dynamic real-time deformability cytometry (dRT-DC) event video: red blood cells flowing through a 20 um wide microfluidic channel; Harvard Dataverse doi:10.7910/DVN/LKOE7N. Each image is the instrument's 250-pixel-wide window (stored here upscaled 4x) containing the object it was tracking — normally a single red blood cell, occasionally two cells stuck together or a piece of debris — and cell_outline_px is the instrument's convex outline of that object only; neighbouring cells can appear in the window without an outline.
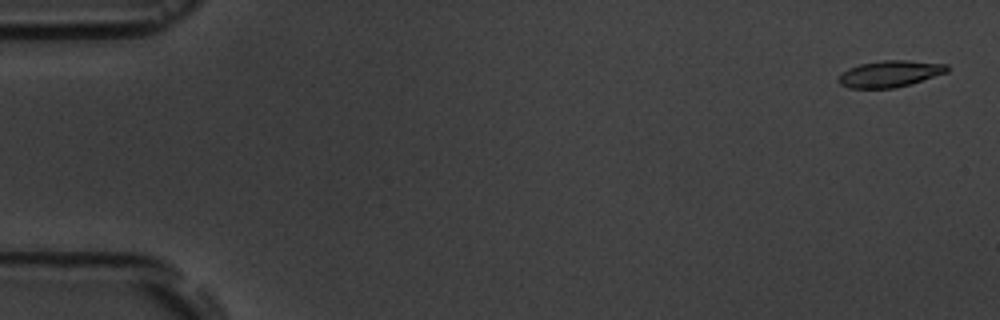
{"species": "common noctule bat (a hibernating species)", "species_latin": "Nyctalus noctula", "temperature_condition": "room temperature", "stored_images_in_passage": 6, "camera_frame_rate_fps": 3000, "um_per_image_px": 0.085, "animal": {"sex": "male", "body_mass_g": 19.5, "forearm_length_mm": 54.6}, "frame": {"image": 1, "passage_image": 1, "time_ms": 0.0, "image_size_px": [1000, 320], "cell_outline_px": [[948, 72], [896, 88], [848, 88], [840, 84], [836, 80], [848, 68], [860, 64], [884, 60], [904, 60], [948, 64]], "centroid_in_image_um": [75.63, 6.27], "position_along_channel_um": 9.4, "area_um2": 16.65}}
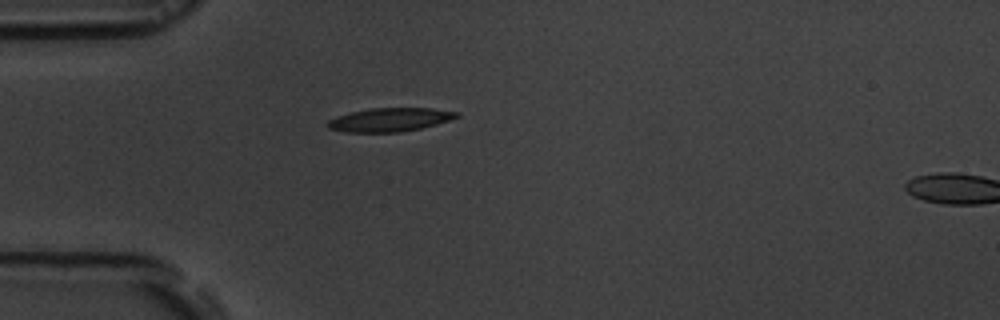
{"frame": {"image": 2, "passage_image": 5, "time_ms": 4.667, "image_size_px": [1000, 320], "cell_outline_px": [[460, 116], [436, 124], [420, 128], [400, 132], [344, 132], [328, 128], [324, 124], [328, 120], [336, 116], [352, 112], [372, 108], [432, 108], [460, 112]], "centroid_in_image_um": [33.11, 10.17], "position_along_channel_um": 51.9, "area_um2": 17.74}}